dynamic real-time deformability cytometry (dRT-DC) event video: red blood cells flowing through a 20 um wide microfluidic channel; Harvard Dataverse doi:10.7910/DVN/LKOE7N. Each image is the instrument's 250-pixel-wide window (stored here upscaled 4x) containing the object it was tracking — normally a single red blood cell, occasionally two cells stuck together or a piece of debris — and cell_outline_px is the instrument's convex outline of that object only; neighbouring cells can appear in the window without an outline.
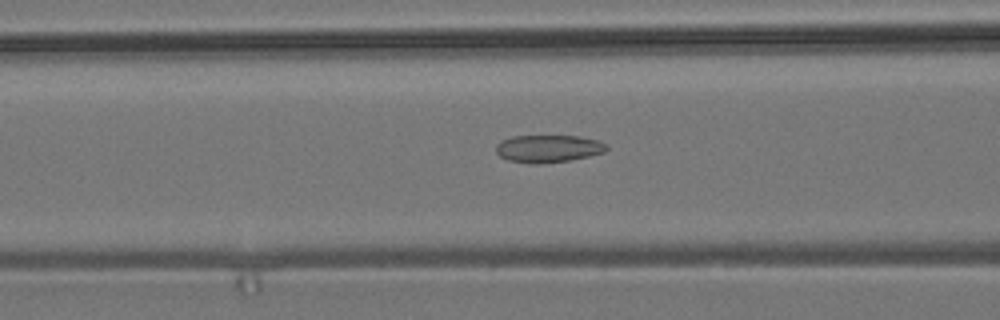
{"species": "common noctule bat (a hibernating species)", "species_latin": "Nyctalus noctula", "temperature_condition": "room temperature", "stored_images_in_passage": 55, "camera_frame_rate_fps": 3000, "um_per_image_px": 0.085, "animal": {"sex": "male", "body_mass_g": 19.2, "forearm_length_mm": 51.8}, "frame": {"image": 1, "passage_image": 22, "time_ms": 7.0, "image_size_px": [1000, 320], "cell_outline_px": [[608, 148], [604, 152], [588, 156], [568, 160], [536, 164], [532, 164], [508, 160], [500, 156], [496, 152], [496, 144], [500, 140], [512, 136], [580, 136], [596, 140], [608, 144]], "centroid_in_image_um": [46.57, 12.62], "position_along_channel_um": 120.0, "area_um2": 17.69}}
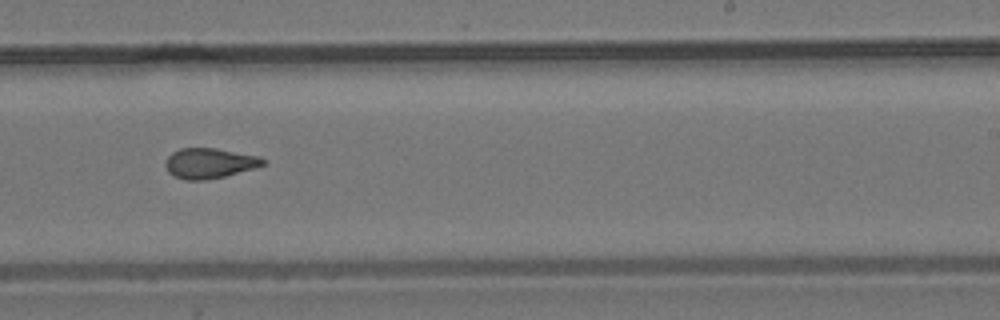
{"frame": {"image": 2, "passage_image": 34, "time_ms": 11.0, "image_size_px": [1000, 320], "cell_outline_px": [[268, 160], [264, 164], [256, 168], [224, 176], [204, 180], [184, 180], [172, 176], [168, 172], [164, 164], [168, 156], [172, 152], [180, 148], [216, 148], [260, 156]], "centroid_in_image_um": [17.8, 13.87], "position_along_channel_um": 271.2, "area_um2": 17.4}}
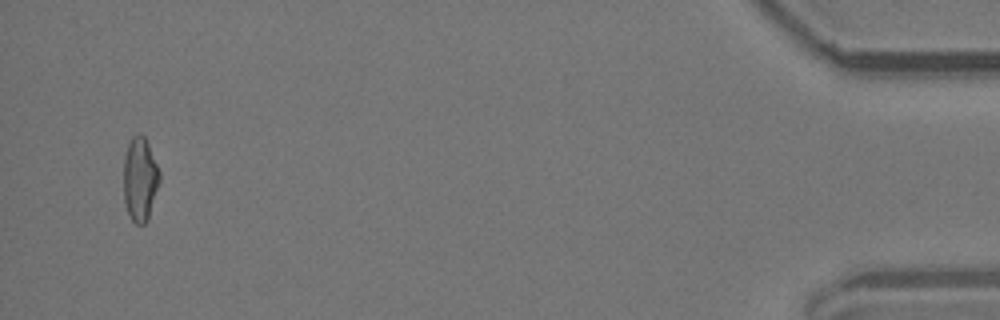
{"frame": {"image": 3, "passage_image": 53, "time_ms": 17.333, "image_size_px": [1000, 320], "cell_outline_px": [[160, 180], [148, 220], [144, 224], [136, 224], [132, 220], [128, 212], [124, 200], [124, 156], [128, 144], [132, 136], [144, 136], [148, 144], [160, 172]], "centroid_in_image_um": [11.9, 15.26], "position_along_channel_um": 423.3, "area_um2": 17.4}, "authors_computed_cell_mechanics": {"area_um2": 17.7446, "velocity_mm_per_s": 3.7832, "shape_relaxation_time_tau1_ms": null, "shape_relaxation_time_tau2_ms": 2.0123, "deformation_change_tau1": null, "deformation_change_tau2": 0.0909}}